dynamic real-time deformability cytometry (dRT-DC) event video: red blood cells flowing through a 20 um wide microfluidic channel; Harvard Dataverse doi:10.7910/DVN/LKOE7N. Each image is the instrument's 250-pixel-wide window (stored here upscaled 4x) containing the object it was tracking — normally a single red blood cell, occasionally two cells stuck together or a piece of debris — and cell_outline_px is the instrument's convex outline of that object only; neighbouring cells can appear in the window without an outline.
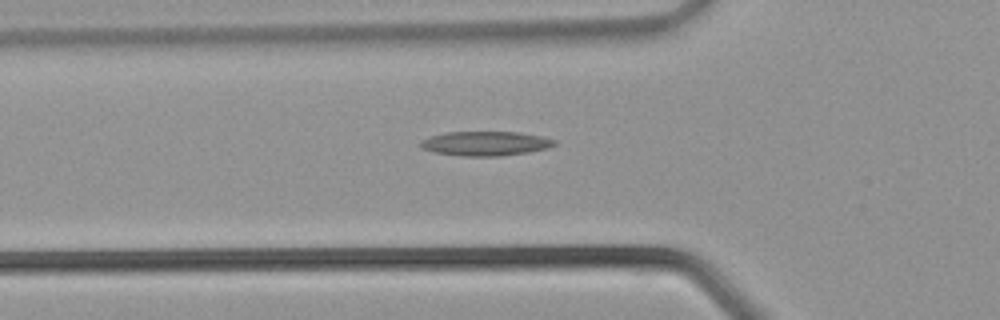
{"species": "common noctule bat (a hibernating species)", "species_latin": "Nyctalus noctula", "temperature_condition": "warm", "stored_images_in_passage": 22, "camera_frame_rate_fps": 3000, "um_per_image_px": 0.085, "animal": {"sex": "male", "body_mass_g": 21.5, "forearm_length_mm": 52.0}, "frame": {"image": 1, "passage_image": 3, "time_ms": 0.667, "image_size_px": [1000, 320], "cell_outline_px": [[556, 144], [548, 148], [528, 152], [500, 156], [460, 156], [432, 152], [420, 148], [420, 140], [432, 136], [448, 132], [520, 132], [540, 136], [556, 140]], "centroid_in_image_um": [41.24, 12.2], "position_along_channel_um": 84.6, "area_um2": 19.07}}
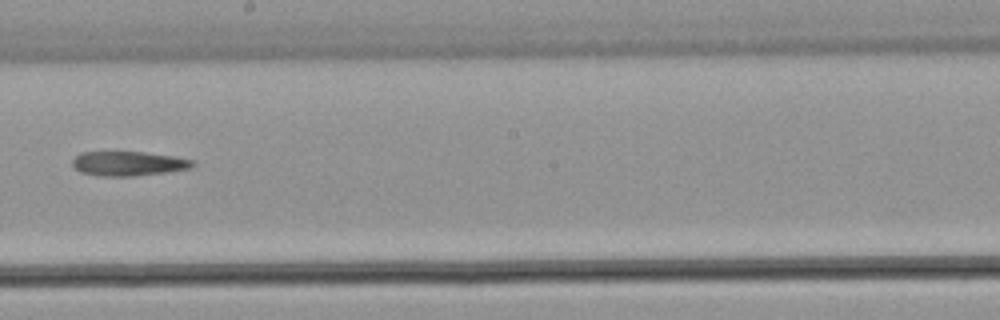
{"frame": {"image": 2, "passage_image": 11, "time_ms": 3.333, "image_size_px": [1000, 320], "cell_outline_px": [[196, 164], [188, 168], [164, 172], [132, 176], [96, 176], [80, 172], [72, 168], [72, 160], [80, 152], [144, 152], [172, 156], [192, 160]], "centroid_in_image_um": [10.82, 13.9], "position_along_channel_um": 237.4, "area_um2": 17.05}}
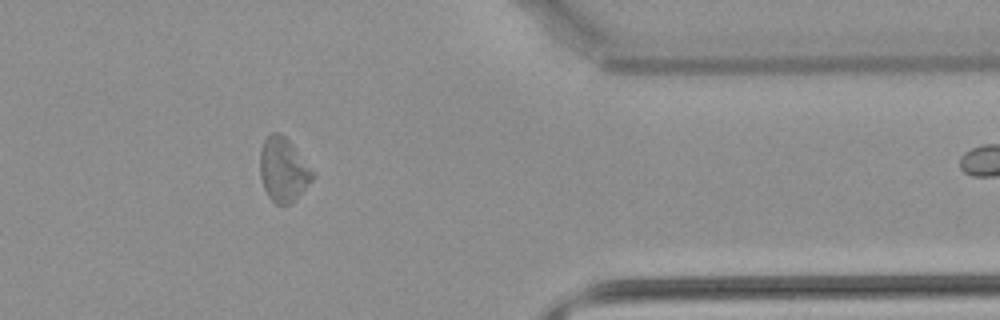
{"frame": {"image": 3, "passage_image": 20, "time_ms": 6.333, "image_size_px": [1000, 320], "cell_outline_px": [[316, 176], [288, 204], [276, 204], [268, 196], [264, 188], [260, 176], [260, 152], [264, 140], [272, 132], [276, 132], [284, 136], [292, 144]], "centroid_in_image_um": [24.05, 14.41], "position_along_channel_um": 387.4, "area_um2": 19.02}}